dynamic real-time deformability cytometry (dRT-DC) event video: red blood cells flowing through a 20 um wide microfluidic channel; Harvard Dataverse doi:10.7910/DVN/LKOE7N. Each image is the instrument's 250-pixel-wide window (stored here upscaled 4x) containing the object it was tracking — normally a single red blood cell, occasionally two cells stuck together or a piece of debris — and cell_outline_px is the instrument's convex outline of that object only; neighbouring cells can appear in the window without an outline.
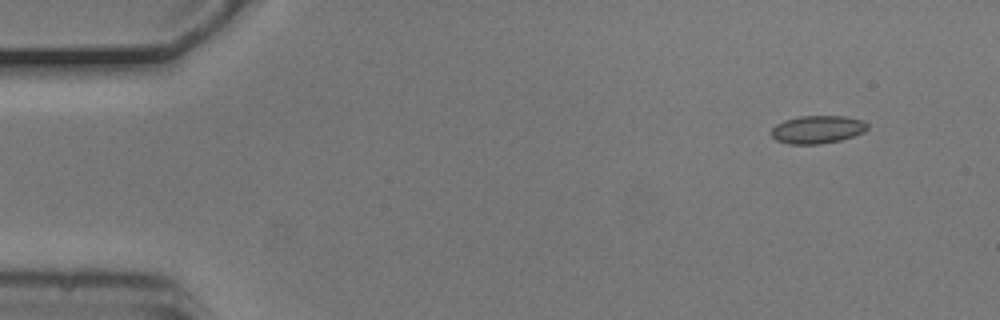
{"species": "common noctule bat (a hibernating species)", "species_latin": "Nyctalus noctula", "temperature_condition": "cold", "stored_images_in_passage": 4, "camera_frame_rate_fps": 3000, "um_per_image_px": 0.085, "animal": {"sex": "male", "body_mass_g": 20.5, "forearm_length_mm": 52.5}, "frame": {"image": 1, "passage_image": 1, "time_ms": 0.0, "image_size_px": [1000, 320], "cell_outline_px": [[868, 128], [864, 132], [840, 140], [820, 144], [788, 144], [776, 140], [772, 136], [772, 128], [776, 124], [784, 120], [800, 116], [844, 116], [864, 120], [868, 124]], "centroid_in_image_um": [69.49, 11.0], "position_along_channel_um": 15.5, "area_um2": 15.66}}
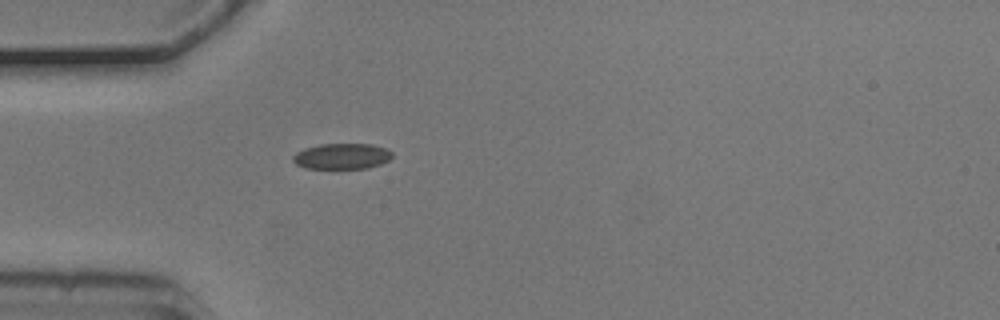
{"frame": {"image": 2, "passage_image": 4, "time_ms": 1.0, "image_size_px": [1000, 320], "cell_outline_px": [[392, 156], [388, 160], [380, 164], [368, 168], [304, 168], [296, 164], [292, 160], [292, 156], [296, 152], [304, 148], [320, 144], [372, 144], [384, 148], [392, 152]], "centroid_in_image_um": [29.03, 13.28], "position_along_channel_um": 56.0, "area_um2": 14.85}}